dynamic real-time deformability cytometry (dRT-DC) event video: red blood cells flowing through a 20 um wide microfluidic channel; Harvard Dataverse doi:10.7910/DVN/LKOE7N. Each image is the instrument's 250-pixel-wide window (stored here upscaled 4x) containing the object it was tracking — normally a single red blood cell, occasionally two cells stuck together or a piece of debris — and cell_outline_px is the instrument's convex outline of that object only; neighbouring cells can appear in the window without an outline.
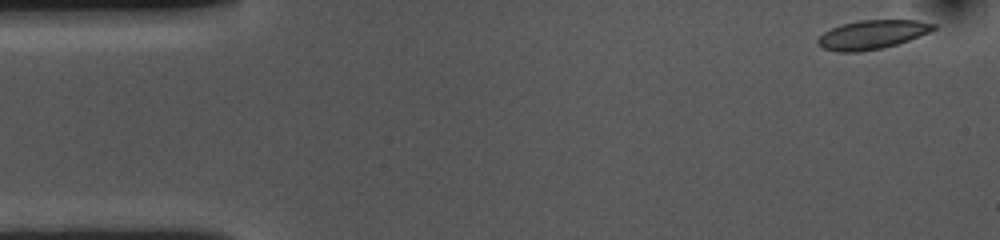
{"species": "common noctule bat (a hibernating species)", "species_latin": "Nyctalus noctula", "temperature_condition": "cold", "stored_images_in_passage": 53, "camera_frame_rate_fps": 3000, "um_per_image_px": 0.085, "animal": {"sex": "female", "body_mass_g": 10.0, "forearm_length_mm": 53.1}, "frame": {"image": 1, "passage_image": 1, "time_ms": 0.0, "image_size_px": [1000, 240], "cell_outline_px": [[936, 28], [928, 32], [908, 40], [896, 44], [880, 48], [860, 52], [836, 52], [824, 48], [816, 44], [816, 40], [824, 32], [840, 24], [860, 20], [916, 20], [936, 24]], "centroid_in_image_um": [74.08, 2.94], "position_along_channel_um": 10.9, "area_um2": 19.36}}
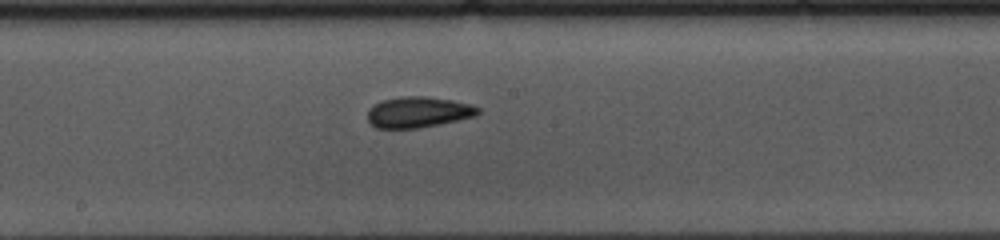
{"frame": {"image": 2, "passage_image": 26, "time_ms": 8.333, "image_size_px": [1000, 240], "cell_outline_px": [[480, 112], [476, 116], [440, 124], [416, 128], [376, 128], [368, 120], [368, 108], [372, 104], [384, 100], [404, 96], [428, 96], [452, 100], [468, 104], [480, 108]], "centroid_in_image_um": [35.54, 9.53], "position_along_channel_um": 212.7, "area_um2": 19.83}}
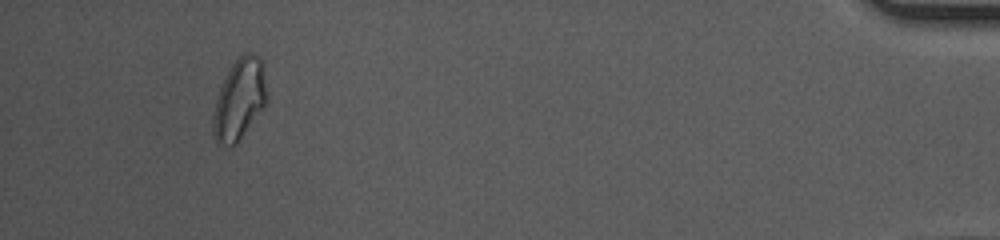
{"frame": {"image": 3, "passage_image": 49, "time_ms": 16.0, "image_size_px": [1000, 240], "cell_outline_px": [[264, 104], [236, 144], [216, 144], [212, 132], [212, 116], [216, 100], [220, 88], [232, 64], [244, 52], [252, 52], [260, 56], [264, 68]], "centroid_in_image_um": [20.3, 8.42], "position_along_channel_um": 414.9, "area_um2": 24.51}, "authors_computed_cell_mechanics": {"area_um2": 19.5364, "velocity_mm_per_s": 3.6122, "shape_relaxation_time_tau1_ms": 7.1686, "shape_relaxation_time_tau2_ms": 3.9309, "deformation_change_tau1": 0.1315, "deformation_change_tau2": 0.1}}